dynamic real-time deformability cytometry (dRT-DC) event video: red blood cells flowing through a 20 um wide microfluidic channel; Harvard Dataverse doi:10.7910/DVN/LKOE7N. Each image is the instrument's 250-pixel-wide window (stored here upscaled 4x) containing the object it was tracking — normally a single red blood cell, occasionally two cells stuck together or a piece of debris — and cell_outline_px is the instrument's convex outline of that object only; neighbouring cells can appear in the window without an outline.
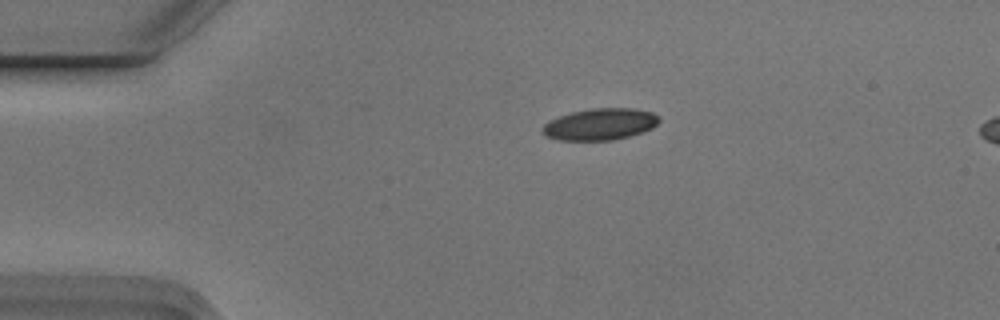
{"species": "Egyptian fruit bat (a non-hibernating species)", "species_latin": "Rousettus aegyptiacus", "temperature_condition": "cold", "stored_images_in_passage": 6, "camera_frame_rate_fps": 3000, "um_per_image_px": 0.085, "animal": {"sex": "male"}, "frame": {"image": 1, "passage_image": 6, "time_ms": 1.667, "image_size_px": [1000, 320], "cell_outline_px": [[660, 120], [652, 128], [628, 136], [612, 140], [560, 140], [548, 136], [540, 128], [544, 124], [560, 116], [572, 112], [592, 108], [632, 108], [652, 112]], "centroid_in_image_um": [51.01, 10.55], "position_along_channel_um": 34.0, "area_um2": 21.1}}